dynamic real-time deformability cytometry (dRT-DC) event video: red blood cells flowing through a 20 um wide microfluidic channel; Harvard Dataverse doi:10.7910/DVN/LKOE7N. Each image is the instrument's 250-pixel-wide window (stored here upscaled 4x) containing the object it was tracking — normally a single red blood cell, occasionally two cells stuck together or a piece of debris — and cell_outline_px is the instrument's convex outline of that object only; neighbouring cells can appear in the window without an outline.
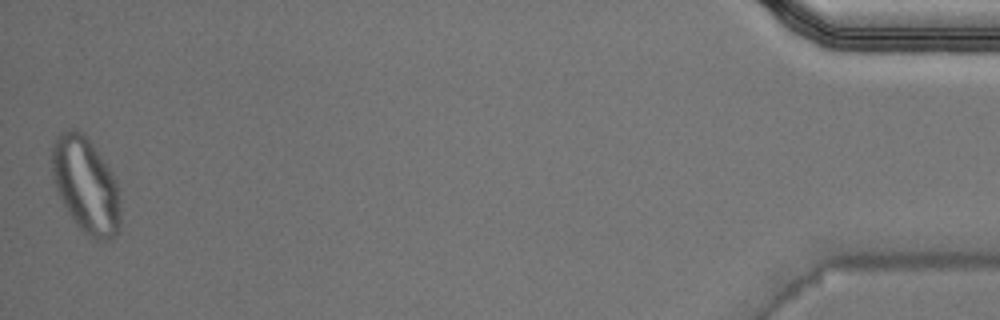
{"species": "Egyptian fruit bat (a non-hibernating species)", "species_latin": "Rousettus aegyptiacus", "temperature_condition": "warm", "stored_images_in_passage": 37, "camera_frame_rate_fps": 3000, "um_per_image_px": 0.085, "animal": {"sex": "male"}, "frame": {"image": 1, "passage_image": 37, "time_ms": 12.0, "image_size_px": [1000, 320], "cell_outline_px": [[120, 224], [116, 232], [108, 240], [96, 240], [88, 236], [76, 224], [68, 212], [56, 188], [52, 172], [52, 148], [56, 136], [60, 132], [68, 128], [76, 128], [84, 132], [104, 160], [116, 180], [120, 200]], "centroid_in_image_um": [7.29, 15.7], "position_along_channel_um": 427.9, "area_um2": 38.15}, "authors_computed_cell_mechanics": {"area_um2": 21.2704, "velocity_mm_per_s": 4.0223, "shape_relaxation_time_tau1_ms": 6.6372, "shape_relaxation_time_tau2_ms": 1.0593, "deformation_change_tau1": 0.2331, "deformation_change_tau2": 0.0801}}